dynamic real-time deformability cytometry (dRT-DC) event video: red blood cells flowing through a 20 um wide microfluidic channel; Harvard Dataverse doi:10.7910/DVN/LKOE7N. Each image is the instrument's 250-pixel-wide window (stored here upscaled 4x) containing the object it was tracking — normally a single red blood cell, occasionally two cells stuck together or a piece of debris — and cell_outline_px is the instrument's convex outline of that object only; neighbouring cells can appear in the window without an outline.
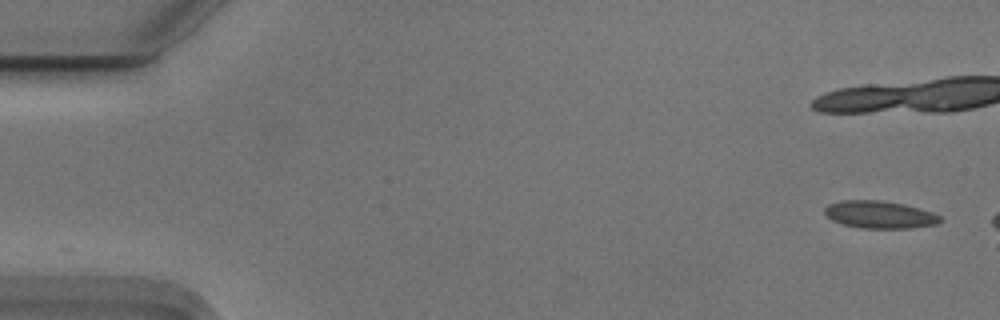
{"species": "Egyptian fruit bat (a non-hibernating species)", "species_latin": "Rousettus aegyptiacus", "temperature_condition": "cold", "stored_images_in_passage": 10, "camera_frame_rate_fps": 3000, "um_per_image_px": 0.085, "animal": {"sex": "male"}, "frame": {"image": 1, "passage_image": 1, "time_ms": 0.0, "image_size_px": [1000, 320], "cell_outline_px": [[940, 220], [936, 224], [908, 228], [860, 228], [844, 224], [832, 220], [824, 212], [824, 208], [828, 204], [840, 200], [880, 200], [904, 204], [932, 212], [940, 216]], "centroid_in_image_um": [74.73, 18.23], "position_along_channel_um": 10.3, "area_um2": 18.32}}